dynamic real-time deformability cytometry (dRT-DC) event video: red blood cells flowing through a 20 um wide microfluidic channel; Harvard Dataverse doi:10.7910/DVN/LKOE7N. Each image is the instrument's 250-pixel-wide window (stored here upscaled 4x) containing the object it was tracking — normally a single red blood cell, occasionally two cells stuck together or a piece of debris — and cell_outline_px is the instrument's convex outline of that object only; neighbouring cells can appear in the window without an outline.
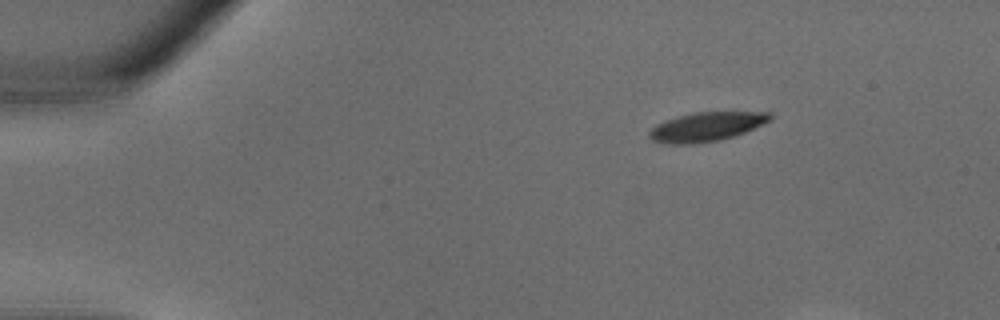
{"species": "common noctule bat (a hibernating species)", "species_latin": "Nyctalus noctula", "temperature_condition": "warm", "stored_images_in_passage": 9, "camera_frame_rate_fps": 3000, "um_per_image_px": 0.085, "animal": {"sex": "male", "body_mass_g": 18.8}, "frame": {"image": 1, "passage_image": 1, "time_ms": 0.0, "image_size_px": [1000, 320], "cell_outline_px": [[772, 120], [736, 136], [720, 140], [692, 144], [672, 144], [652, 140], [648, 136], [648, 132], [656, 124], [664, 120], [676, 116], [696, 112], [772, 112]], "centroid_in_image_um": [60.05, 10.77], "position_along_channel_um": 24.9, "area_um2": 20.63}}
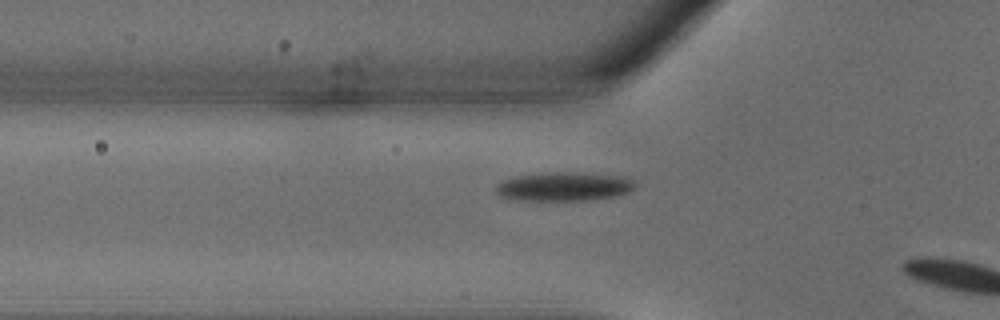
{"frame": {"image": 2, "passage_image": 8, "time_ms": 2.333, "image_size_px": [1000, 320], "cell_outline_px": [[636, 184], [628, 192], [612, 196], [588, 200], [520, 200], [500, 196], [496, 192], [496, 184], [504, 180], [516, 176], [548, 172], [576, 172], [628, 176]], "centroid_in_image_um": [47.94, 15.84], "position_along_channel_um": 77.9, "area_um2": 23.35}}